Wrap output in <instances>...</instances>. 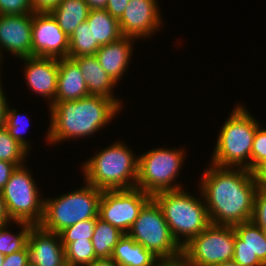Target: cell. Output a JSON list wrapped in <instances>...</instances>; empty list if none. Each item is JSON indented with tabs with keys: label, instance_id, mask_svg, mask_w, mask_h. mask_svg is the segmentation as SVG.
<instances>
[{
	"label": "cell",
	"instance_id": "obj_25",
	"mask_svg": "<svg viewBox=\"0 0 266 266\" xmlns=\"http://www.w3.org/2000/svg\"><path fill=\"white\" fill-rule=\"evenodd\" d=\"M14 225L18 229L17 232H14L16 228L12 230ZM32 226V223L12 221L0 227V253L6 256L23 250L27 246L28 236Z\"/></svg>",
	"mask_w": 266,
	"mask_h": 266
},
{
	"label": "cell",
	"instance_id": "obj_21",
	"mask_svg": "<svg viewBox=\"0 0 266 266\" xmlns=\"http://www.w3.org/2000/svg\"><path fill=\"white\" fill-rule=\"evenodd\" d=\"M111 258L120 266H158L161 262L127 234L119 240Z\"/></svg>",
	"mask_w": 266,
	"mask_h": 266
},
{
	"label": "cell",
	"instance_id": "obj_16",
	"mask_svg": "<svg viewBox=\"0 0 266 266\" xmlns=\"http://www.w3.org/2000/svg\"><path fill=\"white\" fill-rule=\"evenodd\" d=\"M233 261L240 266H266V233L252 220L233 226Z\"/></svg>",
	"mask_w": 266,
	"mask_h": 266
},
{
	"label": "cell",
	"instance_id": "obj_27",
	"mask_svg": "<svg viewBox=\"0 0 266 266\" xmlns=\"http://www.w3.org/2000/svg\"><path fill=\"white\" fill-rule=\"evenodd\" d=\"M100 47L99 43H93L92 28L84 21L69 37V58L95 55Z\"/></svg>",
	"mask_w": 266,
	"mask_h": 266
},
{
	"label": "cell",
	"instance_id": "obj_44",
	"mask_svg": "<svg viewBox=\"0 0 266 266\" xmlns=\"http://www.w3.org/2000/svg\"><path fill=\"white\" fill-rule=\"evenodd\" d=\"M214 266H240V265L237 264L235 261L231 260V261L221 262Z\"/></svg>",
	"mask_w": 266,
	"mask_h": 266
},
{
	"label": "cell",
	"instance_id": "obj_34",
	"mask_svg": "<svg viewBox=\"0 0 266 266\" xmlns=\"http://www.w3.org/2000/svg\"><path fill=\"white\" fill-rule=\"evenodd\" d=\"M2 266H30L28 247L26 246L23 250L6 255Z\"/></svg>",
	"mask_w": 266,
	"mask_h": 266
},
{
	"label": "cell",
	"instance_id": "obj_11",
	"mask_svg": "<svg viewBox=\"0 0 266 266\" xmlns=\"http://www.w3.org/2000/svg\"><path fill=\"white\" fill-rule=\"evenodd\" d=\"M151 198V195L138 188L105 190L99 202V218L127 234Z\"/></svg>",
	"mask_w": 266,
	"mask_h": 266
},
{
	"label": "cell",
	"instance_id": "obj_17",
	"mask_svg": "<svg viewBox=\"0 0 266 266\" xmlns=\"http://www.w3.org/2000/svg\"><path fill=\"white\" fill-rule=\"evenodd\" d=\"M30 266H67L60 235L33 225L27 242Z\"/></svg>",
	"mask_w": 266,
	"mask_h": 266
},
{
	"label": "cell",
	"instance_id": "obj_1",
	"mask_svg": "<svg viewBox=\"0 0 266 266\" xmlns=\"http://www.w3.org/2000/svg\"><path fill=\"white\" fill-rule=\"evenodd\" d=\"M200 176L196 185L211 224L234 226L252 219L258 189L253 172L209 163Z\"/></svg>",
	"mask_w": 266,
	"mask_h": 266
},
{
	"label": "cell",
	"instance_id": "obj_28",
	"mask_svg": "<svg viewBox=\"0 0 266 266\" xmlns=\"http://www.w3.org/2000/svg\"><path fill=\"white\" fill-rule=\"evenodd\" d=\"M29 156L30 152L9 135L5 126L0 127V160L15 163L20 167L29 163Z\"/></svg>",
	"mask_w": 266,
	"mask_h": 266
},
{
	"label": "cell",
	"instance_id": "obj_36",
	"mask_svg": "<svg viewBox=\"0 0 266 266\" xmlns=\"http://www.w3.org/2000/svg\"><path fill=\"white\" fill-rule=\"evenodd\" d=\"M18 166L15 163L0 160V190L6 185L11 174Z\"/></svg>",
	"mask_w": 266,
	"mask_h": 266
},
{
	"label": "cell",
	"instance_id": "obj_15",
	"mask_svg": "<svg viewBox=\"0 0 266 266\" xmlns=\"http://www.w3.org/2000/svg\"><path fill=\"white\" fill-rule=\"evenodd\" d=\"M33 14L0 15V62L7 56L27 58L32 56ZM5 57V58H4ZM5 59V60H4Z\"/></svg>",
	"mask_w": 266,
	"mask_h": 266
},
{
	"label": "cell",
	"instance_id": "obj_2",
	"mask_svg": "<svg viewBox=\"0 0 266 266\" xmlns=\"http://www.w3.org/2000/svg\"><path fill=\"white\" fill-rule=\"evenodd\" d=\"M122 111L113 99L102 96L90 95L74 101L54 102L48 109L50 118L45 143L52 145L51 148L70 140L94 138L104 127L106 130Z\"/></svg>",
	"mask_w": 266,
	"mask_h": 266
},
{
	"label": "cell",
	"instance_id": "obj_41",
	"mask_svg": "<svg viewBox=\"0 0 266 266\" xmlns=\"http://www.w3.org/2000/svg\"><path fill=\"white\" fill-rule=\"evenodd\" d=\"M88 266H120L112 258L96 259L91 265Z\"/></svg>",
	"mask_w": 266,
	"mask_h": 266
},
{
	"label": "cell",
	"instance_id": "obj_8",
	"mask_svg": "<svg viewBox=\"0 0 266 266\" xmlns=\"http://www.w3.org/2000/svg\"><path fill=\"white\" fill-rule=\"evenodd\" d=\"M127 235L161 262L182 257V247L174 239L162 210L153 198L143 206Z\"/></svg>",
	"mask_w": 266,
	"mask_h": 266
},
{
	"label": "cell",
	"instance_id": "obj_42",
	"mask_svg": "<svg viewBox=\"0 0 266 266\" xmlns=\"http://www.w3.org/2000/svg\"><path fill=\"white\" fill-rule=\"evenodd\" d=\"M91 9H105L107 0H84Z\"/></svg>",
	"mask_w": 266,
	"mask_h": 266
},
{
	"label": "cell",
	"instance_id": "obj_10",
	"mask_svg": "<svg viewBox=\"0 0 266 266\" xmlns=\"http://www.w3.org/2000/svg\"><path fill=\"white\" fill-rule=\"evenodd\" d=\"M233 226L210 224L182 247V259L189 266H214L231 261L234 255Z\"/></svg>",
	"mask_w": 266,
	"mask_h": 266
},
{
	"label": "cell",
	"instance_id": "obj_31",
	"mask_svg": "<svg viewBox=\"0 0 266 266\" xmlns=\"http://www.w3.org/2000/svg\"><path fill=\"white\" fill-rule=\"evenodd\" d=\"M261 123L256 130L251 149V172L266 161V127Z\"/></svg>",
	"mask_w": 266,
	"mask_h": 266
},
{
	"label": "cell",
	"instance_id": "obj_23",
	"mask_svg": "<svg viewBox=\"0 0 266 266\" xmlns=\"http://www.w3.org/2000/svg\"><path fill=\"white\" fill-rule=\"evenodd\" d=\"M86 21L92 28L93 43L103 46L123 37L118 19L112 17L105 9H91Z\"/></svg>",
	"mask_w": 266,
	"mask_h": 266
},
{
	"label": "cell",
	"instance_id": "obj_12",
	"mask_svg": "<svg viewBox=\"0 0 266 266\" xmlns=\"http://www.w3.org/2000/svg\"><path fill=\"white\" fill-rule=\"evenodd\" d=\"M159 4V0H130L118 20L122 36L139 41L154 38L165 25Z\"/></svg>",
	"mask_w": 266,
	"mask_h": 266
},
{
	"label": "cell",
	"instance_id": "obj_20",
	"mask_svg": "<svg viewBox=\"0 0 266 266\" xmlns=\"http://www.w3.org/2000/svg\"><path fill=\"white\" fill-rule=\"evenodd\" d=\"M90 96L78 64L71 58H59L55 102L74 101Z\"/></svg>",
	"mask_w": 266,
	"mask_h": 266
},
{
	"label": "cell",
	"instance_id": "obj_6",
	"mask_svg": "<svg viewBox=\"0 0 266 266\" xmlns=\"http://www.w3.org/2000/svg\"><path fill=\"white\" fill-rule=\"evenodd\" d=\"M186 148L157 146L140 153L136 188L151 196L163 191L186 188L185 183L177 181L188 156Z\"/></svg>",
	"mask_w": 266,
	"mask_h": 266
},
{
	"label": "cell",
	"instance_id": "obj_40",
	"mask_svg": "<svg viewBox=\"0 0 266 266\" xmlns=\"http://www.w3.org/2000/svg\"><path fill=\"white\" fill-rule=\"evenodd\" d=\"M10 222H12V221L7 214L4 200H3L1 190H0V227L5 226Z\"/></svg>",
	"mask_w": 266,
	"mask_h": 266
},
{
	"label": "cell",
	"instance_id": "obj_37",
	"mask_svg": "<svg viewBox=\"0 0 266 266\" xmlns=\"http://www.w3.org/2000/svg\"><path fill=\"white\" fill-rule=\"evenodd\" d=\"M2 83L3 79L0 80V127L5 126L7 106L10 103L8 101L10 99H7L8 96L4 90L5 86L3 87L4 84Z\"/></svg>",
	"mask_w": 266,
	"mask_h": 266
},
{
	"label": "cell",
	"instance_id": "obj_32",
	"mask_svg": "<svg viewBox=\"0 0 266 266\" xmlns=\"http://www.w3.org/2000/svg\"><path fill=\"white\" fill-rule=\"evenodd\" d=\"M31 0H0V15L33 14Z\"/></svg>",
	"mask_w": 266,
	"mask_h": 266
},
{
	"label": "cell",
	"instance_id": "obj_19",
	"mask_svg": "<svg viewBox=\"0 0 266 266\" xmlns=\"http://www.w3.org/2000/svg\"><path fill=\"white\" fill-rule=\"evenodd\" d=\"M72 59L80 67L90 95L113 99L122 109L125 107V99H123V97L120 98L119 95L115 93L119 83L114 81L107 72L103 70L95 55L79 56ZM114 88H116V90Z\"/></svg>",
	"mask_w": 266,
	"mask_h": 266
},
{
	"label": "cell",
	"instance_id": "obj_38",
	"mask_svg": "<svg viewBox=\"0 0 266 266\" xmlns=\"http://www.w3.org/2000/svg\"><path fill=\"white\" fill-rule=\"evenodd\" d=\"M61 0H31L34 12H49L56 7Z\"/></svg>",
	"mask_w": 266,
	"mask_h": 266
},
{
	"label": "cell",
	"instance_id": "obj_26",
	"mask_svg": "<svg viewBox=\"0 0 266 266\" xmlns=\"http://www.w3.org/2000/svg\"><path fill=\"white\" fill-rule=\"evenodd\" d=\"M12 107V108H11ZM16 107L8 104L6 112L5 128L7 129L9 135L20 143L29 152H33V146L31 139L29 141L27 133L29 130V125L31 124L30 117L27 113H21ZM32 149V150H31Z\"/></svg>",
	"mask_w": 266,
	"mask_h": 266
},
{
	"label": "cell",
	"instance_id": "obj_30",
	"mask_svg": "<svg viewBox=\"0 0 266 266\" xmlns=\"http://www.w3.org/2000/svg\"><path fill=\"white\" fill-rule=\"evenodd\" d=\"M96 219L78 222L62 230L59 235L63 247L76 240H91L94 233Z\"/></svg>",
	"mask_w": 266,
	"mask_h": 266
},
{
	"label": "cell",
	"instance_id": "obj_29",
	"mask_svg": "<svg viewBox=\"0 0 266 266\" xmlns=\"http://www.w3.org/2000/svg\"><path fill=\"white\" fill-rule=\"evenodd\" d=\"M64 250L67 266H88L97 259L91 240H76Z\"/></svg>",
	"mask_w": 266,
	"mask_h": 266
},
{
	"label": "cell",
	"instance_id": "obj_22",
	"mask_svg": "<svg viewBox=\"0 0 266 266\" xmlns=\"http://www.w3.org/2000/svg\"><path fill=\"white\" fill-rule=\"evenodd\" d=\"M90 8L84 0H61L49 13L63 32L70 37L75 29L87 20Z\"/></svg>",
	"mask_w": 266,
	"mask_h": 266
},
{
	"label": "cell",
	"instance_id": "obj_3",
	"mask_svg": "<svg viewBox=\"0 0 266 266\" xmlns=\"http://www.w3.org/2000/svg\"><path fill=\"white\" fill-rule=\"evenodd\" d=\"M120 140L94 150L95 154L79 165L86 183L102 191L136 188L139 154Z\"/></svg>",
	"mask_w": 266,
	"mask_h": 266
},
{
	"label": "cell",
	"instance_id": "obj_45",
	"mask_svg": "<svg viewBox=\"0 0 266 266\" xmlns=\"http://www.w3.org/2000/svg\"><path fill=\"white\" fill-rule=\"evenodd\" d=\"M3 65H4V64H2V63L0 62V77H3V75H2V73H3L2 70L4 69Z\"/></svg>",
	"mask_w": 266,
	"mask_h": 266
},
{
	"label": "cell",
	"instance_id": "obj_33",
	"mask_svg": "<svg viewBox=\"0 0 266 266\" xmlns=\"http://www.w3.org/2000/svg\"><path fill=\"white\" fill-rule=\"evenodd\" d=\"M251 220L266 233V190L257 189Z\"/></svg>",
	"mask_w": 266,
	"mask_h": 266
},
{
	"label": "cell",
	"instance_id": "obj_18",
	"mask_svg": "<svg viewBox=\"0 0 266 266\" xmlns=\"http://www.w3.org/2000/svg\"><path fill=\"white\" fill-rule=\"evenodd\" d=\"M137 39L121 37L119 40L101 46L95 56L103 70L117 83L123 81L132 64L135 43ZM128 71V72H127Z\"/></svg>",
	"mask_w": 266,
	"mask_h": 266
},
{
	"label": "cell",
	"instance_id": "obj_24",
	"mask_svg": "<svg viewBox=\"0 0 266 266\" xmlns=\"http://www.w3.org/2000/svg\"><path fill=\"white\" fill-rule=\"evenodd\" d=\"M124 234L120 229L104 222L98 216L91 239L96 258H111L115 246Z\"/></svg>",
	"mask_w": 266,
	"mask_h": 266
},
{
	"label": "cell",
	"instance_id": "obj_9",
	"mask_svg": "<svg viewBox=\"0 0 266 266\" xmlns=\"http://www.w3.org/2000/svg\"><path fill=\"white\" fill-rule=\"evenodd\" d=\"M27 164L17 167L2 188L7 214L11 221H23L39 225L44 215V198L32 169ZM40 188V189H39ZM43 196V197H42Z\"/></svg>",
	"mask_w": 266,
	"mask_h": 266
},
{
	"label": "cell",
	"instance_id": "obj_35",
	"mask_svg": "<svg viewBox=\"0 0 266 266\" xmlns=\"http://www.w3.org/2000/svg\"><path fill=\"white\" fill-rule=\"evenodd\" d=\"M130 0H107L105 10L114 18L120 19Z\"/></svg>",
	"mask_w": 266,
	"mask_h": 266
},
{
	"label": "cell",
	"instance_id": "obj_43",
	"mask_svg": "<svg viewBox=\"0 0 266 266\" xmlns=\"http://www.w3.org/2000/svg\"><path fill=\"white\" fill-rule=\"evenodd\" d=\"M158 266H189L182 258L175 261H163Z\"/></svg>",
	"mask_w": 266,
	"mask_h": 266
},
{
	"label": "cell",
	"instance_id": "obj_14",
	"mask_svg": "<svg viewBox=\"0 0 266 266\" xmlns=\"http://www.w3.org/2000/svg\"><path fill=\"white\" fill-rule=\"evenodd\" d=\"M23 63L22 72L30 94L45 99L47 109L55 102L57 92L59 59L31 56L18 59ZM32 92V93H31Z\"/></svg>",
	"mask_w": 266,
	"mask_h": 266
},
{
	"label": "cell",
	"instance_id": "obj_4",
	"mask_svg": "<svg viewBox=\"0 0 266 266\" xmlns=\"http://www.w3.org/2000/svg\"><path fill=\"white\" fill-rule=\"evenodd\" d=\"M234 105L222 127L219 126L208 163L218 167L245 168L251 171L253 139L261 122L243 103L237 102Z\"/></svg>",
	"mask_w": 266,
	"mask_h": 266
},
{
	"label": "cell",
	"instance_id": "obj_5",
	"mask_svg": "<svg viewBox=\"0 0 266 266\" xmlns=\"http://www.w3.org/2000/svg\"><path fill=\"white\" fill-rule=\"evenodd\" d=\"M187 189L188 187L163 191L152 196L162 210L174 239L181 247L211 224L199 188L197 187L198 190L193 194Z\"/></svg>",
	"mask_w": 266,
	"mask_h": 266
},
{
	"label": "cell",
	"instance_id": "obj_46",
	"mask_svg": "<svg viewBox=\"0 0 266 266\" xmlns=\"http://www.w3.org/2000/svg\"><path fill=\"white\" fill-rule=\"evenodd\" d=\"M4 257L5 256L2 253H0V266H2L3 264Z\"/></svg>",
	"mask_w": 266,
	"mask_h": 266
},
{
	"label": "cell",
	"instance_id": "obj_7",
	"mask_svg": "<svg viewBox=\"0 0 266 266\" xmlns=\"http://www.w3.org/2000/svg\"><path fill=\"white\" fill-rule=\"evenodd\" d=\"M102 190L83 180L81 187L65 194L44 198V215L39 224L43 229L59 234L78 222L96 219Z\"/></svg>",
	"mask_w": 266,
	"mask_h": 266
},
{
	"label": "cell",
	"instance_id": "obj_39",
	"mask_svg": "<svg viewBox=\"0 0 266 266\" xmlns=\"http://www.w3.org/2000/svg\"><path fill=\"white\" fill-rule=\"evenodd\" d=\"M253 175L257 184V188L266 190V161L261 163L254 171Z\"/></svg>",
	"mask_w": 266,
	"mask_h": 266
},
{
	"label": "cell",
	"instance_id": "obj_13",
	"mask_svg": "<svg viewBox=\"0 0 266 266\" xmlns=\"http://www.w3.org/2000/svg\"><path fill=\"white\" fill-rule=\"evenodd\" d=\"M32 56L69 58V37L49 12H34Z\"/></svg>",
	"mask_w": 266,
	"mask_h": 266
}]
</instances>
